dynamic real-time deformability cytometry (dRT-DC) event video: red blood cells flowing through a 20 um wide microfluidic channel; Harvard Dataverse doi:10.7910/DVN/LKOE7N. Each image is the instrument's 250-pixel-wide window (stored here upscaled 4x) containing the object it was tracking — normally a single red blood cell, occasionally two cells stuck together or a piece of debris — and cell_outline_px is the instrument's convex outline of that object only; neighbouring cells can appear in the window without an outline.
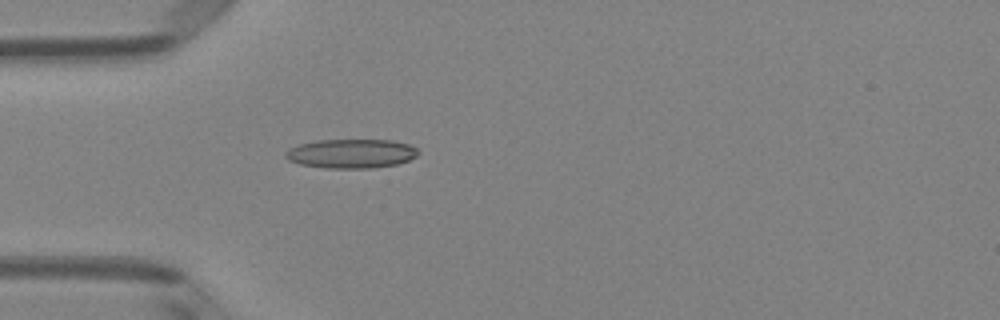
{"species": "Egyptian fruit bat (a non-hibernating species)", "species_latin": "Rousettus aegyptiacus", "temperature_condition": "room temperature", "stored_images_in_passage": 5, "camera_frame_rate_fps": 3000, "um_per_image_px": 0.085, "animal": {"sex": "female"}, "frame": {"image": 1, "passage_image": 5, "time_ms": 1.333, "image_size_px": [1000, 320], "cell_outline_px": [[420, 152], [416, 156], [408, 160], [396, 164], [372, 168], [324, 168], [300, 164], [288, 160], [284, 156], [284, 152], [288, 148], [300, 144], [320, 140], [392, 140], [408, 144], [416, 148]], "centroid_in_image_um": [29.83, 13.05], "position_along_channel_um": 55.2, "area_um2": 22.54}}